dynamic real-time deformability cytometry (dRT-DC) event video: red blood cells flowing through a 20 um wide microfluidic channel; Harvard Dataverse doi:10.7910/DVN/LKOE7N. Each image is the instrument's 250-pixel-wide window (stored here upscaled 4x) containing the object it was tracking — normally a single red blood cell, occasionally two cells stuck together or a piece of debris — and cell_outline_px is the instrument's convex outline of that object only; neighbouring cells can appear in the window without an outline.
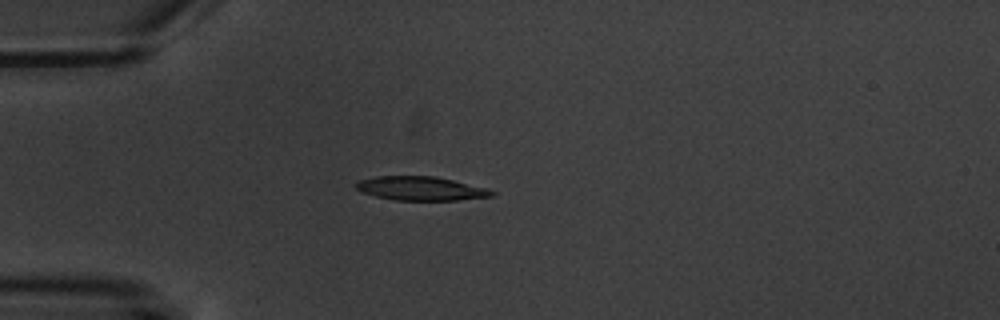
{"species": "common noctule bat (a hibernating species)", "species_latin": "Nyctalus noctula", "temperature_condition": "warm", "stored_images_in_passage": 4, "camera_frame_rate_fps": 3000, "um_per_image_px": 0.085, "animal": {"sex": "male", "body_mass_g": 20.1, "forearm_length_mm": 53.5}, "frame": {"image": 1, "passage_image": 4, "time_ms": 4.333, "image_size_px": [1000, 320], "cell_outline_px": [[496, 196], [456, 200], [392, 200], [360, 192], [356, 188], [356, 184], [360, 180], [376, 176], [436, 176], [488, 188], [496, 192]], "centroid_in_image_um": [35.81, 16.02], "position_along_channel_um": 49.2, "area_um2": 19.02}}